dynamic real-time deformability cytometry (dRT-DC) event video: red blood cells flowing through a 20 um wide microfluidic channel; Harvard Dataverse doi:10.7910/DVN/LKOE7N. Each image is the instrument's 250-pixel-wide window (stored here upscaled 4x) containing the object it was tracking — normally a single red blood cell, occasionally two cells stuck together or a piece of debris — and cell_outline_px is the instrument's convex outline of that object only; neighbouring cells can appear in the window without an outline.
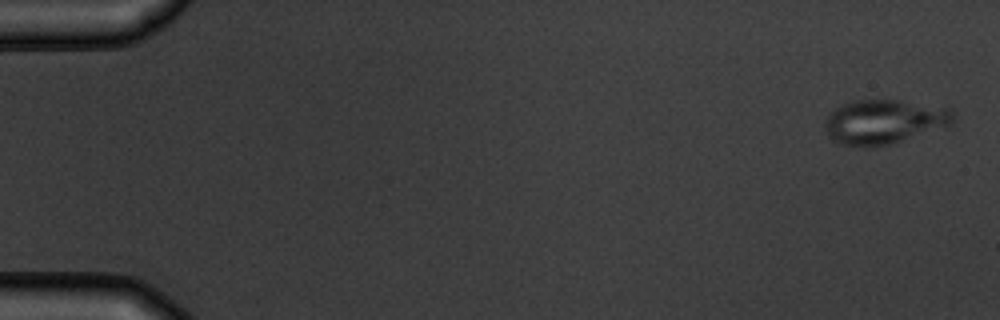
{"species": "common noctule bat (a hibernating species)", "species_latin": "Nyctalus noctula", "temperature_condition": "warm", "stored_images_in_passage": 6, "camera_frame_rate_fps": 3000, "um_per_image_px": 0.085, "animal": {"sex": "male", "body_mass_g": 19.5, "forearm_length_mm": 54.6}, "frame": {"image": 1, "passage_image": 1, "time_ms": 0.0, "image_size_px": [1000, 320], "cell_outline_px": [[956, 116], [948, 124], [888, 144], [868, 148], [864, 148], [840, 144], [828, 136], [824, 124], [828, 112], [844, 104], [856, 100], [900, 100], [948, 104], [952, 108]], "centroid_in_image_um": [75.16, 10.3], "position_along_channel_um": 9.8, "area_um2": 33.41}}